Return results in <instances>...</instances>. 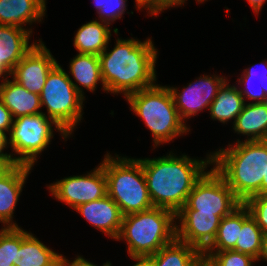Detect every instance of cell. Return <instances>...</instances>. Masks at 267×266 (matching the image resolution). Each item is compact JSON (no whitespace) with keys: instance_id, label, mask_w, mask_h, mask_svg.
I'll return each instance as SVG.
<instances>
[{"instance_id":"cell-9","label":"cell","mask_w":267,"mask_h":266,"mask_svg":"<svg viewBox=\"0 0 267 266\" xmlns=\"http://www.w3.org/2000/svg\"><path fill=\"white\" fill-rule=\"evenodd\" d=\"M241 204L223 176L213 167L196 181L181 209L196 210V213H213L222 219Z\"/></svg>"},{"instance_id":"cell-34","label":"cell","mask_w":267,"mask_h":266,"mask_svg":"<svg viewBox=\"0 0 267 266\" xmlns=\"http://www.w3.org/2000/svg\"><path fill=\"white\" fill-rule=\"evenodd\" d=\"M137 9L145 8L148 10L149 15L159 14V0H135Z\"/></svg>"},{"instance_id":"cell-27","label":"cell","mask_w":267,"mask_h":266,"mask_svg":"<svg viewBox=\"0 0 267 266\" xmlns=\"http://www.w3.org/2000/svg\"><path fill=\"white\" fill-rule=\"evenodd\" d=\"M264 67L262 68L263 70L260 73L257 71L256 73V69L251 66L248 69H245L243 71V74L241 75V78H238V84L242 85H246L245 88L240 89V94L243 96L244 101H245V97L248 98L249 100L252 99V101L254 100V103H264L265 99H266V94L263 91V85L265 84V81L267 80V61L264 63ZM261 66V65H260ZM265 69V70H264ZM256 82L259 84V86L256 84ZM253 84V85H251ZM257 87V88H254ZM259 87V88H258ZM254 88V89H253Z\"/></svg>"},{"instance_id":"cell-18","label":"cell","mask_w":267,"mask_h":266,"mask_svg":"<svg viewBox=\"0 0 267 266\" xmlns=\"http://www.w3.org/2000/svg\"><path fill=\"white\" fill-rule=\"evenodd\" d=\"M46 0H0V25L24 28L45 16Z\"/></svg>"},{"instance_id":"cell-39","label":"cell","mask_w":267,"mask_h":266,"mask_svg":"<svg viewBox=\"0 0 267 266\" xmlns=\"http://www.w3.org/2000/svg\"><path fill=\"white\" fill-rule=\"evenodd\" d=\"M131 259L136 261V264H134L133 266H152L150 257L136 256L132 257Z\"/></svg>"},{"instance_id":"cell-17","label":"cell","mask_w":267,"mask_h":266,"mask_svg":"<svg viewBox=\"0 0 267 266\" xmlns=\"http://www.w3.org/2000/svg\"><path fill=\"white\" fill-rule=\"evenodd\" d=\"M0 100L9 109L13 119L42 113L39 110L42 108L40 95L29 92L15 80L11 81L7 77L0 83Z\"/></svg>"},{"instance_id":"cell-44","label":"cell","mask_w":267,"mask_h":266,"mask_svg":"<svg viewBox=\"0 0 267 266\" xmlns=\"http://www.w3.org/2000/svg\"><path fill=\"white\" fill-rule=\"evenodd\" d=\"M204 1H207V0H197L198 3H201V2H204Z\"/></svg>"},{"instance_id":"cell-38","label":"cell","mask_w":267,"mask_h":266,"mask_svg":"<svg viewBox=\"0 0 267 266\" xmlns=\"http://www.w3.org/2000/svg\"><path fill=\"white\" fill-rule=\"evenodd\" d=\"M264 259L267 261V233L263 234L260 254L256 261Z\"/></svg>"},{"instance_id":"cell-6","label":"cell","mask_w":267,"mask_h":266,"mask_svg":"<svg viewBox=\"0 0 267 266\" xmlns=\"http://www.w3.org/2000/svg\"><path fill=\"white\" fill-rule=\"evenodd\" d=\"M100 163L107 179V195L119 206L123 216L153 208L141 162L137 159L113 158L107 153Z\"/></svg>"},{"instance_id":"cell-24","label":"cell","mask_w":267,"mask_h":266,"mask_svg":"<svg viewBox=\"0 0 267 266\" xmlns=\"http://www.w3.org/2000/svg\"><path fill=\"white\" fill-rule=\"evenodd\" d=\"M200 253L196 247L175 239L149 257L152 266H193Z\"/></svg>"},{"instance_id":"cell-14","label":"cell","mask_w":267,"mask_h":266,"mask_svg":"<svg viewBox=\"0 0 267 266\" xmlns=\"http://www.w3.org/2000/svg\"><path fill=\"white\" fill-rule=\"evenodd\" d=\"M31 166L15 164L0 170V222L6 227H19L13 214Z\"/></svg>"},{"instance_id":"cell-4","label":"cell","mask_w":267,"mask_h":266,"mask_svg":"<svg viewBox=\"0 0 267 266\" xmlns=\"http://www.w3.org/2000/svg\"><path fill=\"white\" fill-rule=\"evenodd\" d=\"M125 98L131 107L130 110L142 118L151 131L154 147L164 142L169 143L177 136L190 131L179 116L168 86L155 83Z\"/></svg>"},{"instance_id":"cell-43","label":"cell","mask_w":267,"mask_h":266,"mask_svg":"<svg viewBox=\"0 0 267 266\" xmlns=\"http://www.w3.org/2000/svg\"><path fill=\"white\" fill-rule=\"evenodd\" d=\"M54 266H64L60 261L56 263Z\"/></svg>"},{"instance_id":"cell-20","label":"cell","mask_w":267,"mask_h":266,"mask_svg":"<svg viewBox=\"0 0 267 266\" xmlns=\"http://www.w3.org/2000/svg\"><path fill=\"white\" fill-rule=\"evenodd\" d=\"M69 68L71 75L74 80L77 81V84L73 82L72 78H70V80L84 98L83 88L81 87L93 92L99 81L102 83L103 91H106L101 77L100 60L98 55L78 53L71 59Z\"/></svg>"},{"instance_id":"cell-33","label":"cell","mask_w":267,"mask_h":266,"mask_svg":"<svg viewBox=\"0 0 267 266\" xmlns=\"http://www.w3.org/2000/svg\"><path fill=\"white\" fill-rule=\"evenodd\" d=\"M13 125V116L9 109L0 100V130L9 132Z\"/></svg>"},{"instance_id":"cell-12","label":"cell","mask_w":267,"mask_h":266,"mask_svg":"<svg viewBox=\"0 0 267 266\" xmlns=\"http://www.w3.org/2000/svg\"><path fill=\"white\" fill-rule=\"evenodd\" d=\"M58 62L41 40L14 67L10 76L29 92L41 94L48 73Z\"/></svg>"},{"instance_id":"cell-45","label":"cell","mask_w":267,"mask_h":266,"mask_svg":"<svg viewBox=\"0 0 267 266\" xmlns=\"http://www.w3.org/2000/svg\"><path fill=\"white\" fill-rule=\"evenodd\" d=\"M264 104L266 105V107H267V97H266V99H265V102H264Z\"/></svg>"},{"instance_id":"cell-37","label":"cell","mask_w":267,"mask_h":266,"mask_svg":"<svg viewBox=\"0 0 267 266\" xmlns=\"http://www.w3.org/2000/svg\"><path fill=\"white\" fill-rule=\"evenodd\" d=\"M193 266H218L216 262L205 253L201 252L194 261Z\"/></svg>"},{"instance_id":"cell-42","label":"cell","mask_w":267,"mask_h":266,"mask_svg":"<svg viewBox=\"0 0 267 266\" xmlns=\"http://www.w3.org/2000/svg\"><path fill=\"white\" fill-rule=\"evenodd\" d=\"M263 87V91L267 96V80L265 81V84L262 86Z\"/></svg>"},{"instance_id":"cell-30","label":"cell","mask_w":267,"mask_h":266,"mask_svg":"<svg viewBox=\"0 0 267 266\" xmlns=\"http://www.w3.org/2000/svg\"><path fill=\"white\" fill-rule=\"evenodd\" d=\"M264 234L267 233V194L253 195L243 203Z\"/></svg>"},{"instance_id":"cell-8","label":"cell","mask_w":267,"mask_h":266,"mask_svg":"<svg viewBox=\"0 0 267 266\" xmlns=\"http://www.w3.org/2000/svg\"><path fill=\"white\" fill-rule=\"evenodd\" d=\"M54 127L52 129V125ZM59 131L64 139L69 136L45 113L25 115L13 119L9 133V144L17 155L16 162L33 167L38 156L51 144L53 130Z\"/></svg>"},{"instance_id":"cell-7","label":"cell","mask_w":267,"mask_h":266,"mask_svg":"<svg viewBox=\"0 0 267 266\" xmlns=\"http://www.w3.org/2000/svg\"><path fill=\"white\" fill-rule=\"evenodd\" d=\"M40 99L47 109L46 116L70 136L82 119L85 99L58 63L48 73Z\"/></svg>"},{"instance_id":"cell-36","label":"cell","mask_w":267,"mask_h":266,"mask_svg":"<svg viewBox=\"0 0 267 266\" xmlns=\"http://www.w3.org/2000/svg\"><path fill=\"white\" fill-rule=\"evenodd\" d=\"M95 8L97 10V14H99V18L101 22L107 23V2L108 0H94Z\"/></svg>"},{"instance_id":"cell-32","label":"cell","mask_w":267,"mask_h":266,"mask_svg":"<svg viewBox=\"0 0 267 266\" xmlns=\"http://www.w3.org/2000/svg\"><path fill=\"white\" fill-rule=\"evenodd\" d=\"M6 135L5 131L0 130V166L2 168L18 164L16 162V157H13L14 154L11 155L10 153H4L5 148L9 144V138Z\"/></svg>"},{"instance_id":"cell-15","label":"cell","mask_w":267,"mask_h":266,"mask_svg":"<svg viewBox=\"0 0 267 266\" xmlns=\"http://www.w3.org/2000/svg\"><path fill=\"white\" fill-rule=\"evenodd\" d=\"M32 29L0 25V77L10 76L14 67L36 44L29 45ZM9 74V75H8Z\"/></svg>"},{"instance_id":"cell-5","label":"cell","mask_w":267,"mask_h":266,"mask_svg":"<svg viewBox=\"0 0 267 266\" xmlns=\"http://www.w3.org/2000/svg\"><path fill=\"white\" fill-rule=\"evenodd\" d=\"M175 219L174 212L158 207L125 215L116 240L126 241L130 257H149L176 239Z\"/></svg>"},{"instance_id":"cell-23","label":"cell","mask_w":267,"mask_h":266,"mask_svg":"<svg viewBox=\"0 0 267 266\" xmlns=\"http://www.w3.org/2000/svg\"><path fill=\"white\" fill-rule=\"evenodd\" d=\"M226 80L219 88L216 97L209 107V112L213 120H218L221 123L233 120L241 113L245 105L243 96L240 94L237 86L229 85Z\"/></svg>"},{"instance_id":"cell-3","label":"cell","mask_w":267,"mask_h":266,"mask_svg":"<svg viewBox=\"0 0 267 266\" xmlns=\"http://www.w3.org/2000/svg\"><path fill=\"white\" fill-rule=\"evenodd\" d=\"M212 154L213 166L225 179L234 195L244 203L261 195L262 180L267 173V140L241 141L220 148Z\"/></svg>"},{"instance_id":"cell-10","label":"cell","mask_w":267,"mask_h":266,"mask_svg":"<svg viewBox=\"0 0 267 266\" xmlns=\"http://www.w3.org/2000/svg\"><path fill=\"white\" fill-rule=\"evenodd\" d=\"M48 189L52 196L75 209L79 205L95 201L107 195V179L101 164L87 175L70 176L55 183Z\"/></svg>"},{"instance_id":"cell-35","label":"cell","mask_w":267,"mask_h":266,"mask_svg":"<svg viewBox=\"0 0 267 266\" xmlns=\"http://www.w3.org/2000/svg\"><path fill=\"white\" fill-rule=\"evenodd\" d=\"M59 261L64 265V266H97L90 261L85 260L82 256H77V258L74 259L73 262L70 263L68 259H66V256L64 257L62 254H60V259ZM103 266H111L110 262H106L103 264Z\"/></svg>"},{"instance_id":"cell-26","label":"cell","mask_w":267,"mask_h":266,"mask_svg":"<svg viewBox=\"0 0 267 266\" xmlns=\"http://www.w3.org/2000/svg\"><path fill=\"white\" fill-rule=\"evenodd\" d=\"M263 231L251 216L249 209L242 203V230L236 246L232 249L252 256L257 260L262 244Z\"/></svg>"},{"instance_id":"cell-21","label":"cell","mask_w":267,"mask_h":266,"mask_svg":"<svg viewBox=\"0 0 267 266\" xmlns=\"http://www.w3.org/2000/svg\"><path fill=\"white\" fill-rule=\"evenodd\" d=\"M109 24L93 20L82 25L74 36V47L79 53L100 55L110 41Z\"/></svg>"},{"instance_id":"cell-2","label":"cell","mask_w":267,"mask_h":266,"mask_svg":"<svg viewBox=\"0 0 267 266\" xmlns=\"http://www.w3.org/2000/svg\"><path fill=\"white\" fill-rule=\"evenodd\" d=\"M173 154L170 152L167 156L138 160L142 164L153 206L176 214L185 205L196 181L212 164V154H208L205 160Z\"/></svg>"},{"instance_id":"cell-16","label":"cell","mask_w":267,"mask_h":266,"mask_svg":"<svg viewBox=\"0 0 267 266\" xmlns=\"http://www.w3.org/2000/svg\"><path fill=\"white\" fill-rule=\"evenodd\" d=\"M74 210L108 237L117 239L122 227L123 215L111 197L105 195L101 199L81 204Z\"/></svg>"},{"instance_id":"cell-31","label":"cell","mask_w":267,"mask_h":266,"mask_svg":"<svg viewBox=\"0 0 267 266\" xmlns=\"http://www.w3.org/2000/svg\"><path fill=\"white\" fill-rule=\"evenodd\" d=\"M127 0H108L107 2V24H111L117 19H121L127 10Z\"/></svg>"},{"instance_id":"cell-1","label":"cell","mask_w":267,"mask_h":266,"mask_svg":"<svg viewBox=\"0 0 267 266\" xmlns=\"http://www.w3.org/2000/svg\"><path fill=\"white\" fill-rule=\"evenodd\" d=\"M100 55V69L106 92L123 93L124 97L155 84L157 49L150 38L117 39L109 52Z\"/></svg>"},{"instance_id":"cell-13","label":"cell","mask_w":267,"mask_h":266,"mask_svg":"<svg viewBox=\"0 0 267 266\" xmlns=\"http://www.w3.org/2000/svg\"><path fill=\"white\" fill-rule=\"evenodd\" d=\"M176 239L203 252L214 240L221 218L213 213H196L192 209H180L176 213Z\"/></svg>"},{"instance_id":"cell-22","label":"cell","mask_w":267,"mask_h":266,"mask_svg":"<svg viewBox=\"0 0 267 266\" xmlns=\"http://www.w3.org/2000/svg\"><path fill=\"white\" fill-rule=\"evenodd\" d=\"M60 254L44 245L32 233L22 229V243L16 256V266H54Z\"/></svg>"},{"instance_id":"cell-29","label":"cell","mask_w":267,"mask_h":266,"mask_svg":"<svg viewBox=\"0 0 267 266\" xmlns=\"http://www.w3.org/2000/svg\"><path fill=\"white\" fill-rule=\"evenodd\" d=\"M203 253L209 255L218 266H253V262H256L252 256L235 250Z\"/></svg>"},{"instance_id":"cell-28","label":"cell","mask_w":267,"mask_h":266,"mask_svg":"<svg viewBox=\"0 0 267 266\" xmlns=\"http://www.w3.org/2000/svg\"><path fill=\"white\" fill-rule=\"evenodd\" d=\"M22 243V228L2 227L0 230V266H16V256Z\"/></svg>"},{"instance_id":"cell-25","label":"cell","mask_w":267,"mask_h":266,"mask_svg":"<svg viewBox=\"0 0 267 266\" xmlns=\"http://www.w3.org/2000/svg\"><path fill=\"white\" fill-rule=\"evenodd\" d=\"M242 230V204L220 220L213 242L203 252L232 250Z\"/></svg>"},{"instance_id":"cell-11","label":"cell","mask_w":267,"mask_h":266,"mask_svg":"<svg viewBox=\"0 0 267 266\" xmlns=\"http://www.w3.org/2000/svg\"><path fill=\"white\" fill-rule=\"evenodd\" d=\"M220 75H202L194 81L189 83L187 87L178 92V88L170 87L175 107L179 113L180 118L184 121L189 117L196 115L204 108L209 109L210 104L217 95L219 88L226 81Z\"/></svg>"},{"instance_id":"cell-41","label":"cell","mask_w":267,"mask_h":266,"mask_svg":"<svg viewBox=\"0 0 267 266\" xmlns=\"http://www.w3.org/2000/svg\"><path fill=\"white\" fill-rule=\"evenodd\" d=\"M261 194H267V173H266V180H262Z\"/></svg>"},{"instance_id":"cell-40","label":"cell","mask_w":267,"mask_h":266,"mask_svg":"<svg viewBox=\"0 0 267 266\" xmlns=\"http://www.w3.org/2000/svg\"><path fill=\"white\" fill-rule=\"evenodd\" d=\"M247 1L249 2L250 6L254 10V13L259 14V12L261 11V8L264 6L263 4L267 0H247Z\"/></svg>"},{"instance_id":"cell-19","label":"cell","mask_w":267,"mask_h":266,"mask_svg":"<svg viewBox=\"0 0 267 266\" xmlns=\"http://www.w3.org/2000/svg\"><path fill=\"white\" fill-rule=\"evenodd\" d=\"M235 133L248 136L245 141L267 140V107L264 103H245L233 124Z\"/></svg>"}]
</instances>
